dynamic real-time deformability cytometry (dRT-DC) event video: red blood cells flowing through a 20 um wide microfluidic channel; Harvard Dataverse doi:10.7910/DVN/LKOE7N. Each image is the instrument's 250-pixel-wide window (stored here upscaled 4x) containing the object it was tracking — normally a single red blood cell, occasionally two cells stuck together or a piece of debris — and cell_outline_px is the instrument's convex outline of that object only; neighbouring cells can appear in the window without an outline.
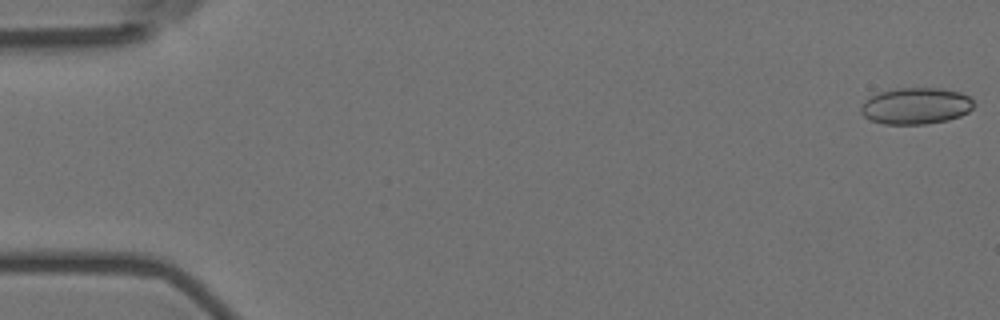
{"species": "Egyptian fruit bat (a non-hibernating species)", "species_latin": "Rousettus aegyptiacus", "temperature_condition": "room temperature", "stored_images_in_passage": 57, "camera_frame_rate_fps": 3000, "um_per_image_px": 0.085, "animal": {"sex": "female"}, "frame": {"image": 1, "passage_image": 1, "time_ms": 0.0, "image_size_px": [1000, 320], "cell_outline_px": [[976, 104], [968, 112], [960, 116], [948, 120], [928, 124], [884, 124], [872, 120], [864, 116], [860, 112], [860, 108], [872, 96], [880, 92], [896, 88], [940, 88], [960, 92], [968, 96]], "centroid_in_image_um": [77.89, 9.01], "position_along_channel_um": 7.1, "area_um2": 23.93}}
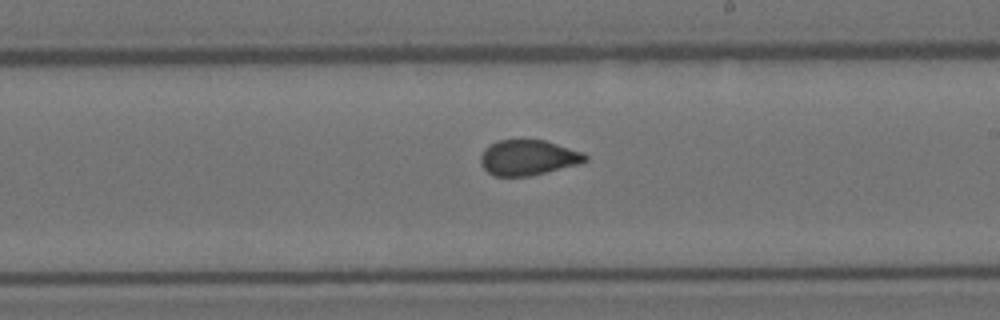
{"frame": {"image": 2, "passage_image": 33, "time_ms": 10.667, "image_size_px": [1000, 320], "cell_outline_px": [[588, 160], [580, 164], [528, 176], [492, 176], [480, 164], [480, 156], [484, 148], [496, 140], [544, 140], [584, 152], [588, 156]], "centroid_in_image_um": [44.88, 13.39], "position_along_channel_um": 244.1, "area_um2": 21.68}}
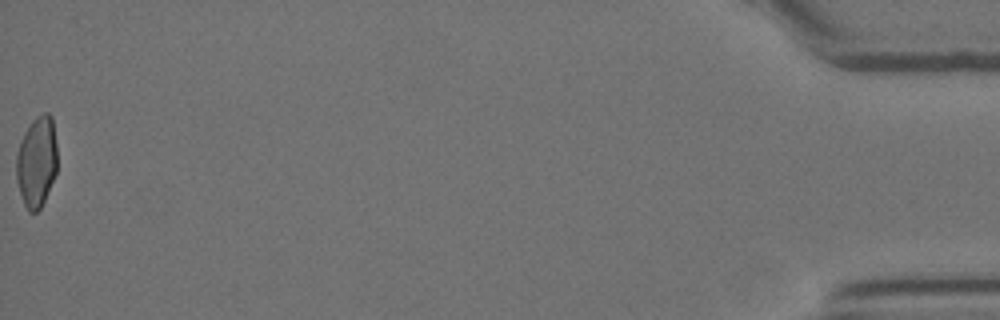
{"frame": {"image": 3, "passage_image": 57, "time_ms": 18.667, "image_size_px": [1000, 320], "cell_outline_px": [[56, 172], [44, 200], [40, 208], [36, 212], [28, 212], [24, 204], [16, 180], [16, 156], [20, 140], [24, 132], [32, 120], [36, 116], [44, 112], [48, 112], [52, 116], [56, 144]], "centroid_in_image_um": [3.1, 13.72], "position_along_channel_um": 432.1, "area_um2": 21.68}, "authors_computed_cell_mechanics": {"area_um2": 22.4264, "velocity_mm_per_s": 3.5978, "shape_relaxation_time_tau1_ms": null, "shape_relaxation_time_tau2_ms": 0.8978, "deformation_change_tau1": null, "deformation_change_tau2": 0.0539}}